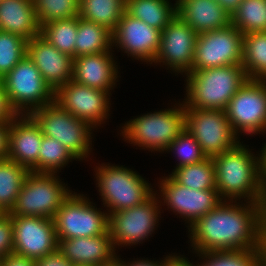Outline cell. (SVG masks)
<instances>
[{
	"instance_id": "obj_1",
	"label": "cell",
	"mask_w": 266,
	"mask_h": 266,
	"mask_svg": "<svg viewBox=\"0 0 266 266\" xmlns=\"http://www.w3.org/2000/svg\"><path fill=\"white\" fill-rule=\"evenodd\" d=\"M228 202L222 201L188 226L195 252L260 249L263 203Z\"/></svg>"
},
{
	"instance_id": "obj_2",
	"label": "cell",
	"mask_w": 266,
	"mask_h": 266,
	"mask_svg": "<svg viewBox=\"0 0 266 266\" xmlns=\"http://www.w3.org/2000/svg\"><path fill=\"white\" fill-rule=\"evenodd\" d=\"M212 160L215 186L222 200L236 201L244 197L247 202L264 203L260 156H254L239 143L233 149L215 155Z\"/></svg>"
},
{
	"instance_id": "obj_3",
	"label": "cell",
	"mask_w": 266,
	"mask_h": 266,
	"mask_svg": "<svg viewBox=\"0 0 266 266\" xmlns=\"http://www.w3.org/2000/svg\"><path fill=\"white\" fill-rule=\"evenodd\" d=\"M187 75L184 106L225 110L231 98L248 80L242 65L191 71Z\"/></svg>"
},
{
	"instance_id": "obj_4",
	"label": "cell",
	"mask_w": 266,
	"mask_h": 266,
	"mask_svg": "<svg viewBox=\"0 0 266 266\" xmlns=\"http://www.w3.org/2000/svg\"><path fill=\"white\" fill-rule=\"evenodd\" d=\"M179 105L128 121L121 130L124 139L149 151H166L185 130V106Z\"/></svg>"
},
{
	"instance_id": "obj_5",
	"label": "cell",
	"mask_w": 266,
	"mask_h": 266,
	"mask_svg": "<svg viewBox=\"0 0 266 266\" xmlns=\"http://www.w3.org/2000/svg\"><path fill=\"white\" fill-rule=\"evenodd\" d=\"M56 175L30 171L9 214L53 219L62 203L73 192Z\"/></svg>"
},
{
	"instance_id": "obj_6",
	"label": "cell",
	"mask_w": 266,
	"mask_h": 266,
	"mask_svg": "<svg viewBox=\"0 0 266 266\" xmlns=\"http://www.w3.org/2000/svg\"><path fill=\"white\" fill-rule=\"evenodd\" d=\"M96 169L98 189L110 213L140 205L154 192L142 176L126 167L101 164Z\"/></svg>"
},
{
	"instance_id": "obj_7",
	"label": "cell",
	"mask_w": 266,
	"mask_h": 266,
	"mask_svg": "<svg viewBox=\"0 0 266 266\" xmlns=\"http://www.w3.org/2000/svg\"><path fill=\"white\" fill-rule=\"evenodd\" d=\"M46 137L60 141L78 160L87 158L92 145V127L62 109L55 101L29 114ZM91 144V145H90Z\"/></svg>"
},
{
	"instance_id": "obj_8",
	"label": "cell",
	"mask_w": 266,
	"mask_h": 266,
	"mask_svg": "<svg viewBox=\"0 0 266 266\" xmlns=\"http://www.w3.org/2000/svg\"><path fill=\"white\" fill-rule=\"evenodd\" d=\"M3 81L9 102L18 115H29L54 102L55 92L27 54L3 77Z\"/></svg>"
},
{
	"instance_id": "obj_9",
	"label": "cell",
	"mask_w": 266,
	"mask_h": 266,
	"mask_svg": "<svg viewBox=\"0 0 266 266\" xmlns=\"http://www.w3.org/2000/svg\"><path fill=\"white\" fill-rule=\"evenodd\" d=\"M83 196L72 193L54 215L58 240L109 234V213L97 210L96 206Z\"/></svg>"
},
{
	"instance_id": "obj_10",
	"label": "cell",
	"mask_w": 266,
	"mask_h": 266,
	"mask_svg": "<svg viewBox=\"0 0 266 266\" xmlns=\"http://www.w3.org/2000/svg\"><path fill=\"white\" fill-rule=\"evenodd\" d=\"M185 129L209 158L231 150L240 143L224 110L185 107Z\"/></svg>"
},
{
	"instance_id": "obj_11",
	"label": "cell",
	"mask_w": 266,
	"mask_h": 266,
	"mask_svg": "<svg viewBox=\"0 0 266 266\" xmlns=\"http://www.w3.org/2000/svg\"><path fill=\"white\" fill-rule=\"evenodd\" d=\"M243 36L232 24L198 34L191 71L241 65Z\"/></svg>"
},
{
	"instance_id": "obj_12",
	"label": "cell",
	"mask_w": 266,
	"mask_h": 266,
	"mask_svg": "<svg viewBox=\"0 0 266 266\" xmlns=\"http://www.w3.org/2000/svg\"><path fill=\"white\" fill-rule=\"evenodd\" d=\"M236 134L266 131V81L248 79L225 108ZM243 131V132H242Z\"/></svg>"
},
{
	"instance_id": "obj_13",
	"label": "cell",
	"mask_w": 266,
	"mask_h": 266,
	"mask_svg": "<svg viewBox=\"0 0 266 266\" xmlns=\"http://www.w3.org/2000/svg\"><path fill=\"white\" fill-rule=\"evenodd\" d=\"M156 194L140 205L109 213L108 231L114 247L137 245L154 232L161 213Z\"/></svg>"
},
{
	"instance_id": "obj_14",
	"label": "cell",
	"mask_w": 266,
	"mask_h": 266,
	"mask_svg": "<svg viewBox=\"0 0 266 266\" xmlns=\"http://www.w3.org/2000/svg\"><path fill=\"white\" fill-rule=\"evenodd\" d=\"M110 93L71 80L55 91L54 101L65 111L96 128L109 116Z\"/></svg>"
},
{
	"instance_id": "obj_15",
	"label": "cell",
	"mask_w": 266,
	"mask_h": 266,
	"mask_svg": "<svg viewBox=\"0 0 266 266\" xmlns=\"http://www.w3.org/2000/svg\"><path fill=\"white\" fill-rule=\"evenodd\" d=\"M13 223V253L38 259L58 250L53 219L38 216L11 215Z\"/></svg>"
},
{
	"instance_id": "obj_16",
	"label": "cell",
	"mask_w": 266,
	"mask_h": 266,
	"mask_svg": "<svg viewBox=\"0 0 266 266\" xmlns=\"http://www.w3.org/2000/svg\"><path fill=\"white\" fill-rule=\"evenodd\" d=\"M198 33L178 15L162 30L160 48L154 63L161 62L170 70L191 72Z\"/></svg>"
},
{
	"instance_id": "obj_17",
	"label": "cell",
	"mask_w": 266,
	"mask_h": 266,
	"mask_svg": "<svg viewBox=\"0 0 266 266\" xmlns=\"http://www.w3.org/2000/svg\"><path fill=\"white\" fill-rule=\"evenodd\" d=\"M160 196L173 212L191 226L198 218L216 208L223 200L217 189L195 190L178 184L170 175L160 181Z\"/></svg>"
},
{
	"instance_id": "obj_18",
	"label": "cell",
	"mask_w": 266,
	"mask_h": 266,
	"mask_svg": "<svg viewBox=\"0 0 266 266\" xmlns=\"http://www.w3.org/2000/svg\"><path fill=\"white\" fill-rule=\"evenodd\" d=\"M162 31L134 18L126 11L112 32V43L135 59L152 64L160 48Z\"/></svg>"
},
{
	"instance_id": "obj_19",
	"label": "cell",
	"mask_w": 266,
	"mask_h": 266,
	"mask_svg": "<svg viewBox=\"0 0 266 266\" xmlns=\"http://www.w3.org/2000/svg\"><path fill=\"white\" fill-rule=\"evenodd\" d=\"M27 55L54 92L72 80L74 58L60 52L40 34L27 41Z\"/></svg>"
},
{
	"instance_id": "obj_20",
	"label": "cell",
	"mask_w": 266,
	"mask_h": 266,
	"mask_svg": "<svg viewBox=\"0 0 266 266\" xmlns=\"http://www.w3.org/2000/svg\"><path fill=\"white\" fill-rule=\"evenodd\" d=\"M42 137L41 129L30 115H17L10 122L7 158L38 173Z\"/></svg>"
},
{
	"instance_id": "obj_21",
	"label": "cell",
	"mask_w": 266,
	"mask_h": 266,
	"mask_svg": "<svg viewBox=\"0 0 266 266\" xmlns=\"http://www.w3.org/2000/svg\"><path fill=\"white\" fill-rule=\"evenodd\" d=\"M58 242V250L74 266H101L117 256L110 234L76 237Z\"/></svg>"
},
{
	"instance_id": "obj_22",
	"label": "cell",
	"mask_w": 266,
	"mask_h": 266,
	"mask_svg": "<svg viewBox=\"0 0 266 266\" xmlns=\"http://www.w3.org/2000/svg\"><path fill=\"white\" fill-rule=\"evenodd\" d=\"M112 56L108 51L75 57L72 80L84 86L109 92L118 78V68Z\"/></svg>"
},
{
	"instance_id": "obj_23",
	"label": "cell",
	"mask_w": 266,
	"mask_h": 266,
	"mask_svg": "<svg viewBox=\"0 0 266 266\" xmlns=\"http://www.w3.org/2000/svg\"><path fill=\"white\" fill-rule=\"evenodd\" d=\"M177 15L198 34L231 24L230 14L216 0H176Z\"/></svg>"
},
{
	"instance_id": "obj_24",
	"label": "cell",
	"mask_w": 266,
	"mask_h": 266,
	"mask_svg": "<svg viewBox=\"0 0 266 266\" xmlns=\"http://www.w3.org/2000/svg\"><path fill=\"white\" fill-rule=\"evenodd\" d=\"M0 30L29 41L40 34L33 0H1Z\"/></svg>"
},
{
	"instance_id": "obj_25",
	"label": "cell",
	"mask_w": 266,
	"mask_h": 266,
	"mask_svg": "<svg viewBox=\"0 0 266 266\" xmlns=\"http://www.w3.org/2000/svg\"><path fill=\"white\" fill-rule=\"evenodd\" d=\"M171 4L168 0H126L125 11L162 31L177 15V3Z\"/></svg>"
},
{
	"instance_id": "obj_26",
	"label": "cell",
	"mask_w": 266,
	"mask_h": 266,
	"mask_svg": "<svg viewBox=\"0 0 266 266\" xmlns=\"http://www.w3.org/2000/svg\"><path fill=\"white\" fill-rule=\"evenodd\" d=\"M112 31L95 22L78 16V30L74 48V58L81 55L111 51ZM110 49V50H109Z\"/></svg>"
},
{
	"instance_id": "obj_27",
	"label": "cell",
	"mask_w": 266,
	"mask_h": 266,
	"mask_svg": "<svg viewBox=\"0 0 266 266\" xmlns=\"http://www.w3.org/2000/svg\"><path fill=\"white\" fill-rule=\"evenodd\" d=\"M126 0H79L78 16L112 32L125 13Z\"/></svg>"
},
{
	"instance_id": "obj_28",
	"label": "cell",
	"mask_w": 266,
	"mask_h": 266,
	"mask_svg": "<svg viewBox=\"0 0 266 266\" xmlns=\"http://www.w3.org/2000/svg\"><path fill=\"white\" fill-rule=\"evenodd\" d=\"M241 65L248 79L266 81V31L244 34Z\"/></svg>"
},
{
	"instance_id": "obj_29",
	"label": "cell",
	"mask_w": 266,
	"mask_h": 266,
	"mask_svg": "<svg viewBox=\"0 0 266 266\" xmlns=\"http://www.w3.org/2000/svg\"><path fill=\"white\" fill-rule=\"evenodd\" d=\"M30 171L10 159L0 160V210L10 213Z\"/></svg>"
},
{
	"instance_id": "obj_30",
	"label": "cell",
	"mask_w": 266,
	"mask_h": 266,
	"mask_svg": "<svg viewBox=\"0 0 266 266\" xmlns=\"http://www.w3.org/2000/svg\"><path fill=\"white\" fill-rule=\"evenodd\" d=\"M170 176L180 185L195 190L216 189L212 158L175 168Z\"/></svg>"
},
{
	"instance_id": "obj_31",
	"label": "cell",
	"mask_w": 266,
	"mask_h": 266,
	"mask_svg": "<svg viewBox=\"0 0 266 266\" xmlns=\"http://www.w3.org/2000/svg\"><path fill=\"white\" fill-rule=\"evenodd\" d=\"M231 24L243 35L266 31V0H242L231 15Z\"/></svg>"
},
{
	"instance_id": "obj_32",
	"label": "cell",
	"mask_w": 266,
	"mask_h": 266,
	"mask_svg": "<svg viewBox=\"0 0 266 266\" xmlns=\"http://www.w3.org/2000/svg\"><path fill=\"white\" fill-rule=\"evenodd\" d=\"M78 30V16L56 20L43 25L40 35L60 52L74 58L75 41Z\"/></svg>"
},
{
	"instance_id": "obj_33",
	"label": "cell",
	"mask_w": 266,
	"mask_h": 266,
	"mask_svg": "<svg viewBox=\"0 0 266 266\" xmlns=\"http://www.w3.org/2000/svg\"><path fill=\"white\" fill-rule=\"evenodd\" d=\"M196 254L204 259V262L200 265L198 263L197 266H262L261 249L210 251Z\"/></svg>"
},
{
	"instance_id": "obj_34",
	"label": "cell",
	"mask_w": 266,
	"mask_h": 266,
	"mask_svg": "<svg viewBox=\"0 0 266 266\" xmlns=\"http://www.w3.org/2000/svg\"><path fill=\"white\" fill-rule=\"evenodd\" d=\"M76 159L60 141L43 135L38 155V173H57L58 169Z\"/></svg>"
},
{
	"instance_id": "obj_35",
	"label": "cell",
	"mask_w": 266,
	"mask_h": 266,
	"mask_svg": "<svg viewBox=\"0 0 266 266\" xmlns=\"http://www.w3.org/2000/svg\"><path fill=\"white\" fill-rule=\"evenodd\" d=\"M40 28L52 21L78 16L79 0H33Z\"/></svg>"
},
{
	"instance_id": "obj_36",
	"label": "cell",
	"mask_w": 266,
	"mask_h": 266,
	"mask_svg": "<svg viewBox=\"0 0 266 266\" xmlns=\"http://www.w3.org/2000/svg\"><path fill=\"white\" fill-rule=\"evenodd\" d=\"M27 54V40L0 30V77L6 76Z\"/></svg>"
},
{
	"instance_id": "obj_37",
	"label": "cell",
	"mask_w": 266,
	"mask_h": 266,
	"mask_svg": "<svg viewBox=\"0 0 266 266\" xmlns=\"http://www.w3.org/2000/svg\"><path fill=\"white\" fill-rule=\"evenodd\" d=\"M166 150L169 152L173 150L177 154L179 163L175 168L195 164L207 158L199 143L186 129L169 144Z\"/></svg>"
},
{
	"instance_id": "obj_38",
	"label": "cell",
	"mask_w": 266,
	"mask_h": 266,
	"mask_svg": "<svg viewBox=\"0 0 266 266\" xmlns=\"http://www.w3.org/2000/svg\"><path fill=\"white\" fill-rule=\"evenodd\" d=\"M13 223L9 213L0 215V259L13 253Z\"/></svg>"
},
{
	"instance_id": "obj_39",
	"label": "cell",
	"mask_w": 266,
	"mask_h": 266,
	"mask_svg": "<svg viewBox=\"0 0 266 266\" xmlns=\"http://www.w3.org/2000/svg\"><path fill=\"white\" fill-rule=\"evenodd\" d=\"M17 115L7 97L3 78L0 77V122H11Z\"/></svg>"
},
{
	"instance_id": "obj_40",
	"label": "cell",
	"mask_w": 266,
	"mask_h": 266,
	"mask_svg": "<svg viewBox=\"0 0 266 266\" xmlns=\"http://www.w3.org/2000/svg\"><path fill=\"white\" fill-rule=\"evenodd\" d=\"M36 266H74L68 261L64 255L59 251L36 259Z\"/></svg>"
},
{
	"instance_id": "obj_41",
	"label": "cell",
	"mask_w": 266,
	"mask_h": 266,
	"mask_svg": "<svg viewBox=\"0 0 266 266\" xmlns=\"http://www.w3.org/2000/svg\"><path fill=\"white\" fill-rule=\"evenodd\" d=\"M1 266H36V260L11 253L1 259Z\"/></svg>"
},
{
	"instance_id": "obj_42",
	"label": "cell",
	"mask_w": 266,
	"mask_h": 266,
	"mask_svg": "<svg viewBox=\"0 0 266 266\" xmlns=\"http://www.w3.org/2000/svg\"><path fill=\"white\" fill-rule=\"evenodd\" d=\"M10 122H0V160L7 159Z\"/></svg>"
},
{
	"instance_id": "obj_43",
	"label": "cell",
	"mask_w": 266,
	"mask_h": 266,
	"mask_svg": "<svg viewBox=\"0 0 266 266\" xmlns=\"http://www.w3.org/2000/svg\"><path fill=\"white\" fill-rule=\"evenodd\" d=\"M172 257V255L170 256H166V258H164V260L162 261H149L148 259L145 260V259H142V260H135L131 263L127 262L125 263L124 261V265L125 266H165V263Z\"/></svg>"
},
{
	"instance_id": "obj_44",
	"label": "cell",
	"mask_w": 266,
	"mask_h": 266,
	"mask_svg": "<svg viewBox=\"0 0 266 266\" xmlns=\"http://www.w3.org/2000/svg\"><path fill=\"white\" fill-rule=\"evenodd\" d=\"M165 266H195L186 257L173 255Z\"/></svg>"
},
{
	"instance_id": "obj_45",
	"label": "cell",
	"mask_w": 266,
	"mask_h": 266,
	"mask_svg": "<svg viewBox=\"0 0 266 266\" xmlns=\"http://www.w3.org/2000/svg\"><path fill=\"white\" fill-rule=\"evenodd\" d=\"M261 260L262 266H266V220H263L261 228Z\"/></svg>"
},
{
	"instance_id": "obj_46",
	"label": "cell",
	"mask_w": 266,
	"mask_h": 266,
	"mask_svg": "<svg viewBox=\"0 0 266 266\" xmlns=\"http://www.w3.org/2000/svg\"><path fill=\"white\" fill-rule=\"evenodd\" d=\"M229 14L230 16L240 5L242 0H216Z\"/></svg>"
},
{
	"instance_id": "obj_47",
	"label": "cell",
	"mask_w": 266,
	"mask_h": 266,
	"mask_svg": "<svg viewBox=\"0 0 266 266\" xmlns=\"http://www.w3.org/2000/svg\"><path fill=\"white\" fill-rule=\"evenodd\" d=\"M101 266H125L124 261H122L119 256L115 257L111 262L109 263H104Z\"/></svg>"
},
{
	"instance_id": "obj_48",
	"label": "cell",
	"mask_w": 266,
	"mask_h": 266,
	"mask_svg": "<svg viewBox=\"0 0 266 266\" xmlns=\"http://www.w3.org/2000/svg\"><path fill=\"white\" fill-rule=\"evenodd\" d=\"M264 220H266V185H265V199L263 203Z\"/></svg>"
}]
</instances>
